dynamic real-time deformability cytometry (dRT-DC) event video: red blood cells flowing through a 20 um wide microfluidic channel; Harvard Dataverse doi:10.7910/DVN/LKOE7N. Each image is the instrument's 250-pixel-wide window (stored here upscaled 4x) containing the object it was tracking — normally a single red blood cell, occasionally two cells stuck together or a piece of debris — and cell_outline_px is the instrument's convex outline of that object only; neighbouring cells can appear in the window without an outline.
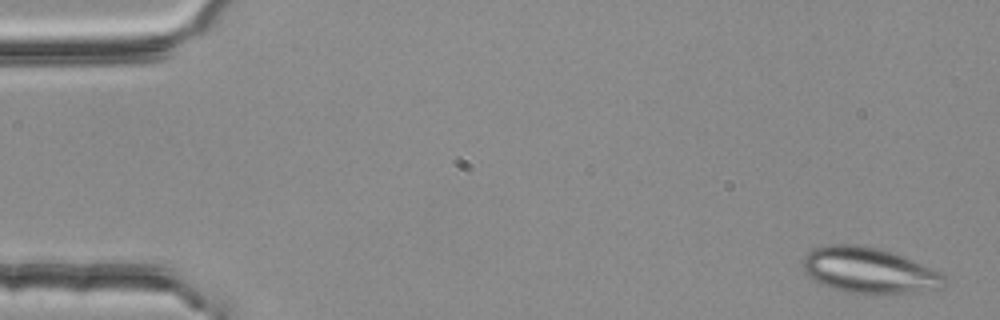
{"species": "common noctule bat (a hibernating species)", "species_latin": "Nyctalus noctula", "temperature_condition": "room temperature", "stored_images_in_passage": 4, "camera_frame_rate_fps": 3000, "um_per_image_px": 0.085, "animal": {"sex": "female", "body_mass_g": 25.1}, "frame": {"image": 1, "passage_image": 1, "time_ms": 0.0, "image_size_px": [1000, 320], "cell_outline_px": [[948, 280], [940, 288], [912, 292], [872, 296], [864, 296], [844, 292], [832, 288], [812, 280], [804, 272], [804, 256], [808, 252], [816, 248], [832, 244], [856, 244], [880, 248], [892, 252], [912, 260], [940, 272]], "centroid_in_image_um": [73.86, 23.02], "position_along_channel_um": 11.1, "area_um2": 38.15}}